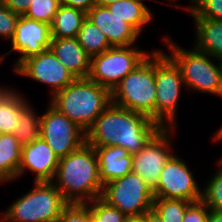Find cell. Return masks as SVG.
<instances>
[{
	"mask_svg": "<svg viewBox=\"0 0 222 222\" xmlns=\"http://www.w3.org/2000/svg\"><path fill=\"white\" fill-rule=\"evenodd\" d=\"M161 129L148 116L111 103L86 131V142L93 147H123L133 155Z\"/></svg>",
	"mask_w": 222,
	"mask_h": 222,
	"instance_id": "1",
	"label": "cell"
},
{
	"mask_svg": "<svg viewBox=\"0 0 222 222\" xmlns=\"http://www.w3.org/2000/svg\"><path fill=\"white\" fill-rule=\"evenodd\" d=\"M52 182L68 203L84 204L101 197L103 184L94 147L85 142L60 158Z\"/></svg>",
	"mask_w": 222,
	"mask_h": 222,
	"instance_id": "2",
	"label": "cell"
},
{
	"mask_svg": "<svg viewBox=\"0 0 222 222\" xmlns=\"http://www.w3.org/2000/svg\"><path fill=\"white\" fill-rule=\"evenodd\" d=\"M111 103V91L87 77L75 78L51 96L50 105L86 132Z\"/></svg>",
	"mask_w": 222,
	"mask_h": 222,
	"instance_id": "3",
	"label": "cell"
},
{
	"mask_svg": "<svg viewBox=\"0 0 222 222\" xmlns=\"http://www.w3.org/2000/svg\"><path fill=\"white\" fill-rule=\"evenodd\" d=\"M112 103L155 122V50L111 91Z\"/></svg>",
	"mask_w": 222,
	"mask_h": 222,
	"instance_id": "4",
	"label": "cell"
},
{
	"mask_svg": "<svg viewBox=\"0 0 222 222\" xmlns=\"http://www.w3.org/2000/svg\"><path fill=\"white\" fill-rule=\"evenodd\" d=\"M164 41L170 48L168 56L181 71L185 88L222 97V62L213 63L212 56L195 48L179 47L169 36Z\"/></svg>",
	"mask_w": 222,
	"mask_h": 222,
	"instance_id": "5",
	"label": "cell"
},
{
	"mask_svg": "<svg viewBox=\"0 0 222 222\" xmlns=\"http://www.w3.org/2000/svg\"><path fill=\"white\" fill-rule=\"evenodd\" d=\"M34 189L11 204L0 216L3 222H56L69 204L52 181H34Z\"/></svg>",
	"mask_w": 222,
	"mask_h": 222,
	"instance_id": "6",
	"label": "cell"
},
{
	"mask_svg": "<svg viewBox=\"0 0 222 222\" xmlns=\"http://www.w3.org/2000/svg\"><path fill=\"white\" fill-rule=\"evenodd\" d=\"M155 84V122L173 132L181 87L185 85L179 67L162 50H155Z\"/></svg>",
	"mask_w": 222,
	"mask_h": 222,
	"instance_id": "7",
	"label": "cell"
},
{
	"mask_svg": "<svg viewBox=\"0 0 222 222\" xmlns=\"http://www.w3.org/2000/svg\"><path fill=\"white\" fill-rule=\"evenodd\" d=\"M150 55L135 45L111 46L91 58L88 78L112 91L115 86Z\"/></svg>",
	"mask_w": 222,
	"mask_h": 222,
	"instance_id": "8",
	"label": "cell"
},
{
	"mask_svg": "<svg viewBox=\"0 0 222 222\" xmlns=\"http://www.w3.org/2000/svg\"><path fill=\"white\" fill-rule=\"evenodd\" d=\"M101 198L127 217L140 216L152 209L153 189L132 171L103 186Z\"/></svg>",
	"mask_w": 222,
	"mask_h": 222,
	"instance_id": "9",
	"label": "cell"
},
{
	"mask_svg": "<svg viewBox=\"0 0 222 222\" xmlns=\"http://www.w3.org/2000/svg\"><path fill=\"white\" fill-rule=\"evenodd\" d=\"M40 136L59 159L86 142V132L51 105L40 115Z\"/></svg>",
	"mask_w": 222,
	"mask_h": 222,
	"instance_id": "10",
	"label": "cell"
},
{
	"mask_svg": "<svg viewBox=\"0 0 222 222\" xmlns=\"http://www.w3.org/2000/svg\"><path fill=\"white\" fill-rule=\"evenodd\" d=\"M153 195L158 198L182 199L189 202L202 200V190L187 163L174 154L161 171Z\"/></svg>",
	"mask_w": 222,
	"mask_h": 222,
	"instance_id": "11",
	"label": "cell"
},
{
	"mask_svg": "<svg viewBox=\"0 0 222 222\" xmlns=\"http://www.w3.org/2000/svg\"><path fill=\"white\" fill-rule=\"evenodd\" d=\"M171 130L172 128H162L148 144L132 155V172L139 175L152 189L156 187L166 162L174 154L169 135Z\"/></svg>",
	"mask_w": 222,
	"mask_h": 222,
	"instance_id": "12",
	"label": "cell"
},
{
	"mask_svg": "<svg viewBox=\"0 0 222 222\" xmlns=\"http://www.w3.org/2000/svg\"><path fill=\"white\" fill-rule=\"evenodd\" d=\"M14 71L18 75L51 86V96L63 90L75 79L51 49H46L38 55L27 58Z\"/></svg>",
	"mask_w": 222,
	"mask_h": 222,
	"instance_id": "13",
	"label": "cell"
},
{
	"mask_svg": "<svg viewBox=\"0 0 222 222\" xmlns=\"http://www.w3.org/2000/svg\"><path fill=\"white\" fill-rule=\"evenodd\" d=\"M51 39L50 24L20 15L11 39L12 48L8 52L15 51L21 54L13 64V71L27 58L50 49Z\"/></svg>",
	"mask_w": 222,
	"mask_h": 222,
	"instance_id": "14",
	"label": "cell"
},
{
	"mask_svg": "<svg viewBox=\"0 0 222 222\" xmlns=\"http://www.w3.org/2000/svg\"><path fill=\"white\" fill-rule=\"evenodd\" d=\"M58 156L40 136L33 142L22 145L18 177L30 170L35 174V182L53 181L59 164Z\"/></svg>",
	"mask_w": 222,
	"mask_h": 222,
	"instance_id": "15",
	"label": "cell"
},
{
	"mask_svg": "<svg viewBox=\"0 0 222 222\" xmlns=\"http://www.w3.org/2000/svg\"><path fill=\"white\" fill-rule=\"evenodd\" d=\"M86 18L95 24L107 37L111 46H130L138 40L139 33L107 6H94Z\"/></svg>",
	"mask_w": 222,
	"mask_h": 222,
	"instance_id": "16",
	"label": "cell"
},
{
	"mask_svg": "<svg viewBox=\"0 0 222 222\" xmlns=\"http://www.w3.org/2000/svg\"><path fill=\"white\" fill-rule=\"evenodd\" d=\"M98 159L99 178L103 186L132 171L133 156L123 147H94Z\"/></svg>",
	"mask_w": 222,
	"mask_h": 222,
	"instance_id": "17",
	"label": "cell"
},
{
	"mask_svg": "<svg viewBox=\"0 0 222 222\" xmlns=\"http://www.w3.org/2000/svg\"><path fill=\"white\" fill-rule=\"evenodd\" d=\"M50 49L75 78L88 77L91 57L77 38H52Z\"/></svg>",
	"mask_w": 222,
	"mask_h": 222,
	"instance_id": "18",
	"label": "cell"
},
{
	"mask_svg": "<svg viewBox=\"0 0 222 222\" xmlns=\"http://www.w3.org/2000/svg\"><path fill=\"white\" fill-rule=\"evenodd\" d=\"M195 43L193 47L222 62V21L209 18H193Z\"/></svg>",
	"mask_w": 222,
	"mask_h": 222,
	"instance_id": "19",
	"label": "cell"
},
{
	"mask_svg": "<svg viewBox=\"0 0 222 222\" xmlns=\"http://www.w3.org/2000/svg\"><path fill=\"white\" fill-rule=\"evenodd\" d=\"M22 144L13 134H0V184L18 178Z\"/></svg>",
	"mask_w": 222,
	"mask_h": 222,
	"instance_id": "20",
	"label": "cell"
},
{
	"mask_svg": "<svg viewBox=\"0 0 222 222\" xmlns=\"http://www.w3.org/2000/svg\"><path fill=\"white\" fill-rule=\"evenodd\" d=\"M86 19L82 10L60 5L51 23V38H77Z\"/></svg>",
	"mask_w": 222,
	"mask_h": 222,
	"instance_id": "21",
	"label": "cell"
},
{
	"mask_svg": "<svg viewBox=\"0 0 222 222\" xmlns=\"http://www.w3.org/2000/svg\"><path fill=\"white\" fill-rule=\"evenodd\" d=\"M143 0H121L108 5V9L129 23L139 34L145 24L153 18V13Z\"/></svg>",
	"mask_w": 222,
	"mask_h": 222,
	"instance_id": "22",
	"label": "cell"
},
{
	"mask_svg": "<svg viewBox=\"0 0 222 222\" xmlns=\"http://www.w3.org/2000/svg\"><path fill=\"white\" fill-rule=\"evenodd\" d=\"M28 100L15 90L5 88L0 93V134H12L17 124V115Z\"/></svg>",
	"mask_w": 222,
	"mask_h": 222,
	"instance_id": "23",
	"label": "cell"
},
{
	"mask_svg": "<svg viewBox=\"0 0 222 222\" xmlns=\"http://www.w3.org/2000/svg\"><path fill=\"white\" fill-rule=\"evenodd\" d=\"M77 39L91 58L111 47L106 35L87 18L82 23Z\"/></svg>",
	"mask_w": 222,
	"mask_h": 222,
	"instance_id": "24",
	"label": "cell"
},
{
	"mask_svg": "<svg viewBox=\"0 0 222 222\" xmlns=\"http://www.w3.org/2000/svg\"><path fill=\"white\" fill-rule=\"evenodd\" d=\"M28 102L21 108L17 115V124L13 135L24 145L40 137V116H37Z\"/></svg>",
	"mask_w": 222,
	"mask_h": 222,
	"instance_id": "25",
	"label": "cell"
},
{
	"mask_svg": "<svg viewBox=\"0 0 222 222\" xmlns=\"http://www.w3.org/2000/svg\"><path fill=\"white\" fill-rule=\"evenodd\" d=\"M192 202L182 199H166L154 197L152 209L163 222H182L187 207Z\"/></svg>",
	"mask_w": 222,
	"mask_h": 222,
	"instance_id": "26",
	"label": "cell"
},
{
	"mask_svg": "<svg viewBox=\"0 0 222 222\" xmlns=\"http://www.w3.org/2000/svg\"><path fill=\"white\" fill-rule=\"evenodd\" d=\"M84 204L89 208L91 222H125L127 219L119 209L109 205L101 197Z\"/></svg>",
	"mask_w": 222,
	"mask_h": 222,
	"instance_id": "27",
	"label": "cell"
},
{
	"mask_svg": "<svg viewBox=\"0 0 222 222\" xmlns=\"http://www.w3.org/2000/svg\"><path fill=\"white\" fill-rule=\"evenodd\" d=\"M219 170L207 182L202 189V201L210 210L222 211V158L219 161Z\"/></svg>",
	"mask_w": 222,
	"mask_h": 222,
	"instance_id": "28",
	"label": "cell"
},
{
	"mask_svg": "<svg viewBox=\"0 0 222 222\" xmlns=\"http://www.w3.org/2000/svg\"><path fill=\"white\" fill-rule=\"evenodd\" d=\"M60 5L61 0H33L24 16L51 25Z\"/></svg>",
	"mask_w": 222,
	"mask_h": 222,
	"instance_id": "29",
	"label": "cell"
},
{
	"mask_svg": "<svg viewBox=\"0 0 222 222\" xmlns=\"http://www.w3.org/2000/svg\"><path fill=\"white\" fill-rule=\"evenodd\" d=\"M193 18L222 21V0H195L185 9Z\"/></svg>",
	"mask_w": 222,
	"mask_h": 222,
	"instance_id": "30",
	"label": "cell"
},
{
	"mask_svg": "<svg viewBox=\"0 0 222 222\" xmlns=\"http://www.w3.org/2000/svg\"><path fill=\"white\" fill-rule=\"evenodd\" d=\"M56 222H91L89 208L85 204L69 203Z\"/></svg>",
	"mask_w": 222,
	"mask_h": 222,
	"instance_id": "31",
	"label": "cell"
},
{
	"mask_svg": "<svg viewBox=\"0 0 222 222\" xmlns=\"http://www.w3.org/2000/svg\"><path fill=\"white\" fill-rule=\"evenodd\" d=\"M19 18L18 13L12 12L4 4L0 6V37L11 40Z\"/></svg>",
	"mask_w": 222,
	"mask_h": 222,
	"instance_id": "32",
	"label": "cell"
},
{
	"mask_svg": "<svg viewBox=\"0 0 222 222\" xmlns=\"http://www.w3.org/2000/svg\"><path fill=\"white\" fill-rule=\"evenodd\" d=\"M210 208L202 201L192 202L186 209L182 222H206Z\"/></svg>",
	"mask_w": 222,
	"mask_h": 222,
	"instance_id": "33",
	"label": "cell"
},
{
	"mask_svg": "<svg viewBox=\"0 0 222 222\" xmlns=\"http://www.w3.org/2000/svg\"><path fill=\"white\" fill-rule=\"evenodd\" d=\"M33 0H4V5L12 12L24 15Z\"/></svg>",
	"mask_w": 222,
	"mask_h": 222,
	"instance_id": "34",
	"label": "cell"
},
{
	"mask_svg": "<svg viewBox=\"0 0 222 222\" xmlns=\"http://www.w3.org/2000/svg\"><path fill=\"white\" fill-rule=\"evenodd\" d=\"M61 4L82 10L85 13L95 6L94 0H61Z\"/></svg>",
	"mask_w": 222,
	"mask_h": 222,
	"instance_id": "35",
	"label": "cell"
},
{
	"mask_svg": "<svg viewBox=\"0 0 222 222\" xmlns=\"http://www.w3.org/2000/svg\"><path fill=\"white\" fill-rule=\"evenodd\" d=\"M145 222H163V220L153 209H151L145 212Z\"/></svg>",
	"mask_w": 222,
	"mask_h": 222,
	"instance_id": "36",
	"label": "cell"
},
{
	"mask_svg": "<svg viewBox=\"0 0 222 222\" xmlns=\"http://www.w3.org/2000/svg\"><path fill=\"white\" fill-rule=\"evenodd\" d=\"M206 222H222V211L210 210Z\"/></svg>",
	"mask_w": 222,
	"mask_h": 222,
	"instance_id": "37",
	"label": "cell"
},
{
	"mask_svg": "<svg viewBox=\"0 0 222 222\" xmlns=\"http://www.w3.org/2000/svg\"><path fill=\"white\" fill-rule=\"evenodd\" d=\"M121 0H94L95 6H108Z\"/></svg>",
	"mask_w": 222,
	"mask_h": 222,
	"instance_id": "38",
	"label": "cell"
},
{
	"mask_svg": "<svg viewBox=\"0 0 222 222\" xmlns=\"http://www.w3.org/2000/svg\"><path fill=\"white\" fill-rule=\"evenodd\" d=\"M125 222H145V213L140 216L127 217Z\"/></svg>",
	"mask_w": 222,
	"mask_h": 222,
	"instance_id": "39",
	"label": "cell"
},
{
	"mask_svg": "<svg viewBox=\"0 0 222 222\" xmlns=\"http://www.w3.org/2000/svg\"><path fill=\"white\" fill-rule=\"evenodd\" d=\"M213 139L216 140V141L222 140V126L218 129V131H216V133L214 134Z\"/></svg>",
	"mask_w": 222,
	"mask_h": 222,
	"instance_id": "40",
	"label": "cell"
},
{
	"mask_svg": "<svg viewBox=\"0 0 222 222\" xmlns=\"http://www.w3.org/2000/svg\"><path fill=\"white\" fill-rule=\"evenodd\" d=\"M5 57V54H3L2 56L0 55V62H2L3 61V59H4V57Z\"/></svg>",
	"mask_w": 222,
	"mask_h": 222,
	"instance_id": "41",
	"label": "cell"
},
{
	"mask_svg": "<svg viewBox=\"0 0 222 222\" xmlns=\"http://www.w3.org/2000/svg\"><path fill=\"white\" fill-rule=\"evenodd\" d=\"M4 4V0H0V6Z\"/></svg>",
	"mask_w": 222,
	"mask_h": 222,
	"instance_id": "42",
	"label": "cell"
},
{
	"mask_svg": "<svg viewBox=\"0 0 222 222\" xmlns=\"http://www.w3.org/2000/svg\"><path fill=\"white\" fill-rule=\"evenodd\" d=\"M4 89H5V87H4V88H1V87H0V93H1Z\"/></svg>",
	"mask_w": 222,
	"mask_h": 222,
	"instance_id": "43",
	"label": "cell"
}]
</instances>
